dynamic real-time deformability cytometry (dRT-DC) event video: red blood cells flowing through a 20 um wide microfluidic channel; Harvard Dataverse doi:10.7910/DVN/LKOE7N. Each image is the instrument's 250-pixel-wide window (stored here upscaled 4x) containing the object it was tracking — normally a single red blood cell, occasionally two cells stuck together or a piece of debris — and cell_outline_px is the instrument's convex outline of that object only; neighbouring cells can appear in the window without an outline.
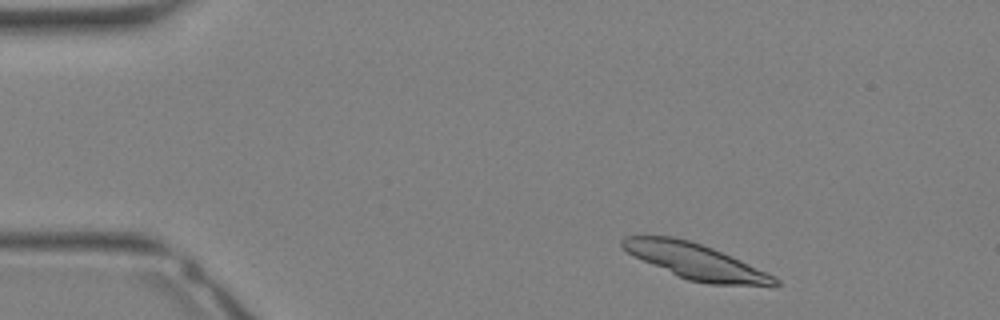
{"species": "Egyptian fruit bat (a non-hibernating species)", "species_latin": "Rousettus aegyptiacus", "temperature_condition": "warm", "stored_images_in_passage": 8, "camera_frame_rate_fps": 3000, "um_per_image_px": 0.085, "animal": {"sex": "female"}, "frame": {"image": 1, "passage_image": 2, "time_ms": 0.333, "image_size_px": [1000, 320], "cell_outline_px": [[780, 284], [708, 284], [688, 280], [676, 276], [632, 256], [620, 244], [620, 240], [624, 236], [672, 236], [688, 240], [712, 248], [732, 256], [780, 280]], "centroid_in_image_um": [58.99, 22.19], "position_along_channel_um": 26.0, "area_um2": 30.92}}